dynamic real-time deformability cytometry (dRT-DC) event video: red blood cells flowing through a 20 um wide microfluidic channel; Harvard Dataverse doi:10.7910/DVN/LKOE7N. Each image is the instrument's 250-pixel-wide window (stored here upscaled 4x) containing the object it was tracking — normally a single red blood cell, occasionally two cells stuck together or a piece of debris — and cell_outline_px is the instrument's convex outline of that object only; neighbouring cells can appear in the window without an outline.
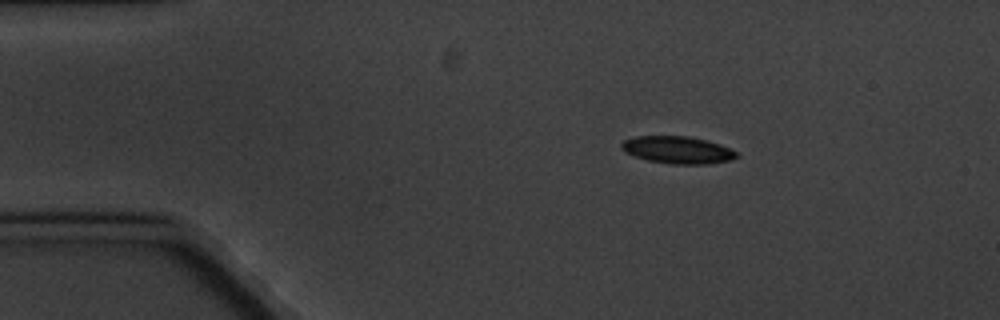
{"species": "common noctule bat (a hibernating species)", "species_latin": "Nyctalus noctula", "temperature_condition": "cold", "stored_images_in_passage": 9, "camera_frame_rate_fps": 3000, "um_per_image_px": 0.085, "animal": {"sex": "male", "body_mass_g": 20.1, "forearm_length_mm": 53.5}, "frame": {"image": 1, "passage_image": 1, "time_ms": 0.0, "image_size_px": [1000, 320], "cell_outline_px": [[740, 156], [732, 160], [708, 164], [672, 164], [648, 160], [624, 152], [620, 148], [620, 144], [624, 140], [636, 136], [688, 136], [720, 144], [736, 152]], "centroid_in_image_um": [57.59, 12.75], "position_along_channel_um": 27.4, "area_um2": 18.26}}
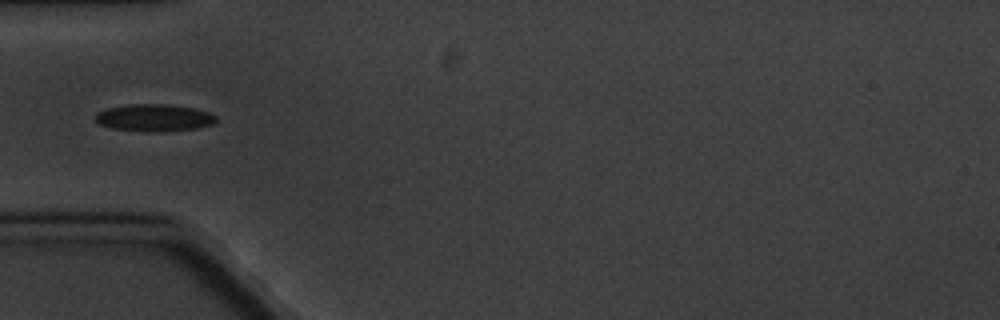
{"frame": {"image": 2, "passage_image": 3, "time_ms": 3.0, "image_size_px": [1000, 320], "cell_outline_px": [[216, 124], [196, 128], [164, 132], [148, 132], [112, 128], [100, 124], [96, 120], [96, 112], [108, 108], [128, 104], [168, 104], [196, 108], [208, 112], [216, 116]], "centroid_in_image_um": [13.14, 10.01], "position_along_channel_um": 71.9, "area_um2": 19.31}}
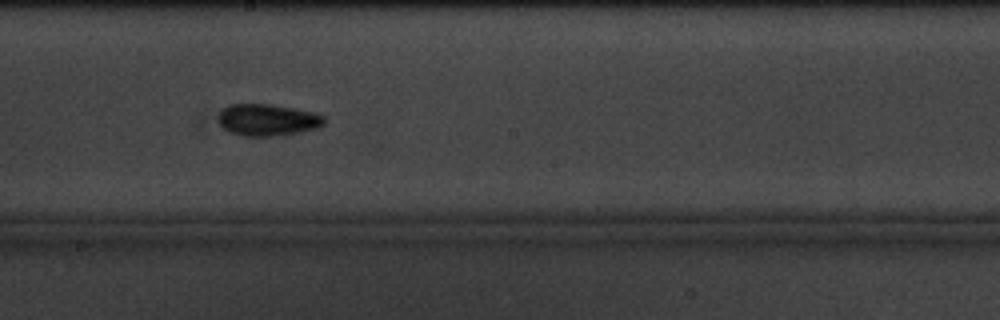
{"frame": {"image": 3, "passage_image": 7, "time_ms": 7.667, "image_size_px": [1000, 320], "cell_outline_px": [[324, 124], [320, 128], [284, 136], [240, 136], [228, 132], [220, 124], [216, 116], [228, 104], [272, 104], [296, 108], [316, 112], [324, 116]], "centroid_in_image_um": [22.77, 10.2], "position_along_channel_um": 225.4, "area_um2": 20.23}}